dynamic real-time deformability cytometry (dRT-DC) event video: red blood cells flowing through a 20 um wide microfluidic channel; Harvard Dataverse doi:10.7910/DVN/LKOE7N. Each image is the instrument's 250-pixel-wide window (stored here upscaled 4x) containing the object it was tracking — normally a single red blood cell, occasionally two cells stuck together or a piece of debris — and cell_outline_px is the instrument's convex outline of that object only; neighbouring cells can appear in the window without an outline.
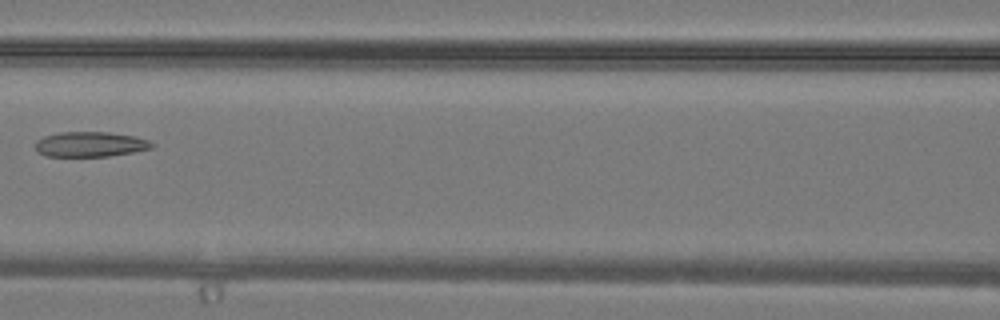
{"species": "common noctule bat (a hibernating species)", "species_latin": "Nyctalus noctula", "temperature_condition": "warm", "stored_images_in_passage": 25, "camera_frame_rate_fps": 3000, "um_per_image_px": 0.085, "animal": {"sex": "male", "body_mass_g": 19.2, "forearm_length_mm": 51.8}, "frame": {"image": 1, "passage_image": 9, "time_ms": 2.667, "image_size_px": [1000, 320], "cell_outline_px": [[156, 144], [152, 148], [132, 152], [108, 156], [44, 156], [36, 152], [36, 140], [44, 136], [60, 132], [108, 132], [136, 136], [148, 140]], "centroid_in_image_um": [7.67, 12.26], "position_along_channel_um": 158.9, "area_um2": 17.11}}
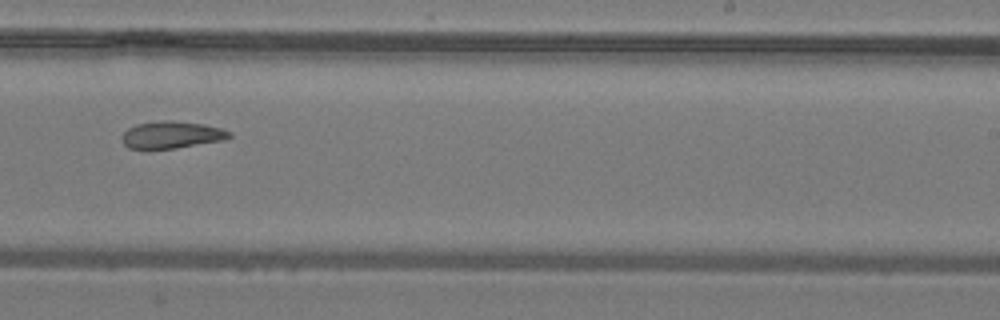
{"frame": {"image": 2, "passage_image": 15, "time_ms": 4.667, "image_size_px": [1000, 320], "cell_outline_px": [[232, 136], [224, 140], [176, 148], [128, 148], [120, 140], [120, 136], [128, 128], [136, 124], [160, 120], [168, 120], [204, 124], [220, 128], [232, 132]], "centroid_in_image_um": [14.57, 11.45], "position_along_channel_um": 274.4, "area_um2": 16.99}}
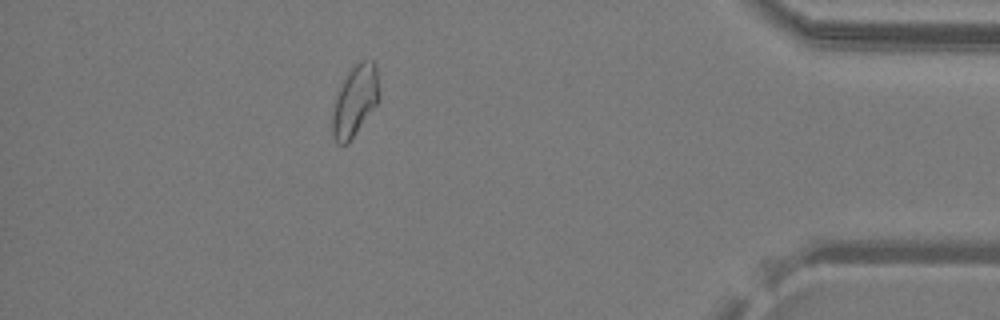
{"frame": {"image": 3, "passage_image": 24, "time_ms": 7.667, "image_size_px": [1000, 320], "cell_outline_px": [[380, 100], [348, 144], [336, 144], [332, 136], [332, 112], [336, 92], [340, 84], [348, 72], [360, 60], [372, 60], [376, 64], [380, 92]], "centroid_in_image_um": [30.17, 8.57], "position_along_channel_um": 405.0, "area_um2": 19.77}}